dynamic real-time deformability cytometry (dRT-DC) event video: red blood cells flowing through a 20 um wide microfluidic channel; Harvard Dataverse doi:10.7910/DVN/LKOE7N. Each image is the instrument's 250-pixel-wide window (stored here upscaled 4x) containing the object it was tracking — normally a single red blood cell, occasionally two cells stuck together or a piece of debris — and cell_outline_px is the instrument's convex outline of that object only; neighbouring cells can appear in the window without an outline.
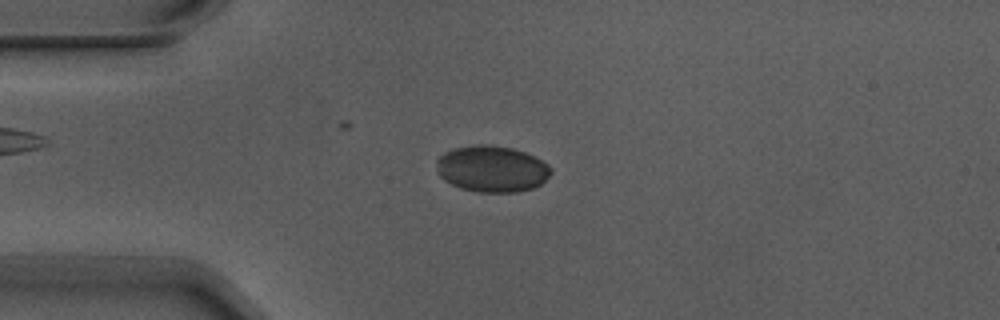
{"species": "Egyptian fruit bat (a non-hibernating species)", "species_latin": "Rousettus aegyptiacus", "temperature_condition": "warm", "stored_images_in_passage": 7, "camera_frame_rate_fps": 3000, "um_per_image_px": 0.085, "animal": {"sex": "male"}, "frame": {"image": 1, "passage_image": 3, "time_ms": 0.667, "image_size_px": [1000, 320], "cell_outline_px": [[552, 172], [540, 184], [532, 188], [516, 192], [476, 192], [460, 188], [444, 180], [440, 176], [436, 160], [444, 152], [452, 148], [472, 144], [488, 144], [512, 148], [524, 152], [548, 164], [552, 168]], "centroid_in_image_um": [41.79, 14.34], "position_along_channel_um": 43.2, "area_um2": 30.92}}
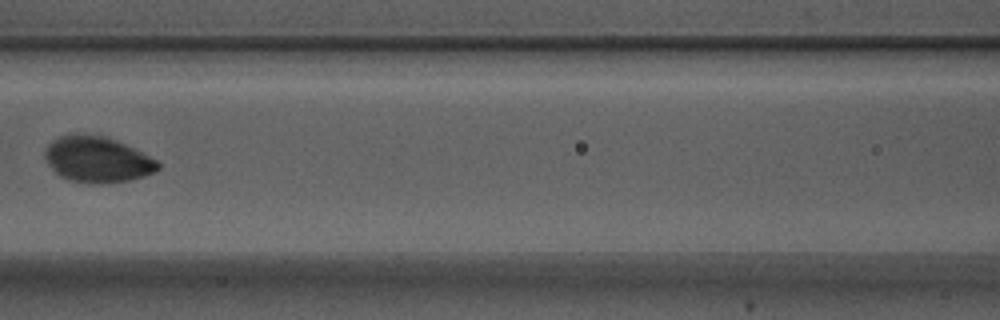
{"frame": {"image": 2, "passage_image": 6, "time_ms": 1.667, "image_size_px": [1000, 320], "cell_outline_px": [[160, 168], [144, 176], [128, 180], [100, 184], [88, 184], [72, 180], [60, 176], [48, 164], [44, 156], [44, 152], [48, 144], [60, 136], [100, 136], [124, 144], [156, 160], [160, 164]], "centroid_in_image_um": [8.25, 13.6], "position_along_channel_um": 158.3, "area_um2": 29.25}}
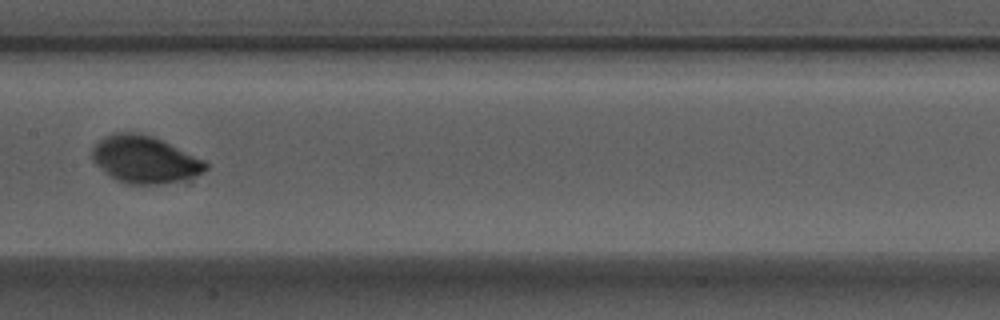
{"frame": {"image": 3, "passage_image": 7, "time_ms": 2.0, "image_size_px": [1000, 320], "cell_outline_px": [[208, 168], [204, 172], [180, 180], [160, 184], [128, 184], [116, 180], [108, 176], [92, 160], [92, 148], [104, 136], [112, 132], [132, 132], [152, 136], [204, 160], [208, 164]], "centroid_in_image_um": [12.25, 13.56], "position_along_channel_um": 195.1, "area_um2": 30.98}}